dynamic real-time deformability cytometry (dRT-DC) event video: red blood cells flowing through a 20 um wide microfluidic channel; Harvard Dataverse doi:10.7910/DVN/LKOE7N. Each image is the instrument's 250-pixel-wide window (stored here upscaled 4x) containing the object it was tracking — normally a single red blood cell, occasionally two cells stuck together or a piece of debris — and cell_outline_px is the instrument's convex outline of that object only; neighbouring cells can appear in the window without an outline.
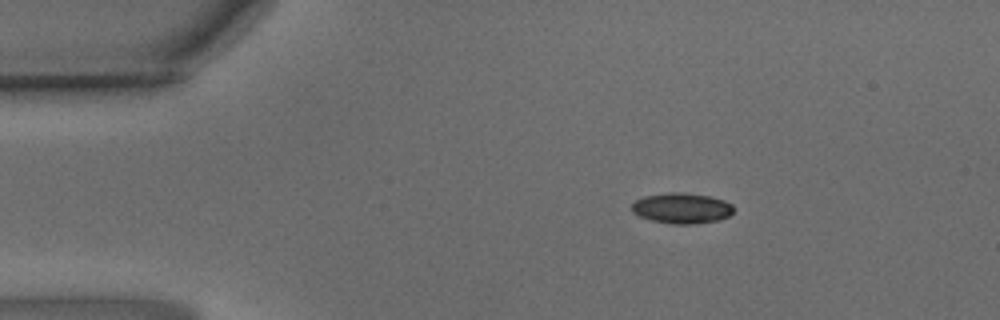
{"species": "common noctule bat (a hibernating species)", "species_latin": "Nyctalus noctula", "temperature_condition": "warm", "stored_images_in_passage": 58, "camera_frame_rate_fps": 3000, "um_per_image_px": 0.085, "animal": {"sex": "male", "body_mass_g": 15.6}, "frame": {"image": 1, "passage_image": 10, "time_ms": 3.0, "image_size_px": [1000, 320], "cell_outline_px": [[732, 212], [728, 216], [720, 220], [696, 224], [672, 224], [652, 220], [640, 216], [632, 212], [632, 204], [636, 200], [644, 196], [672, 192], [684, 192], [712, 196], [724, 200], [732, 204]], "centroid_in_image_um": [57.97, 17.69], "position_along_channel_um": 27.0, "area_um2": 18.21}}
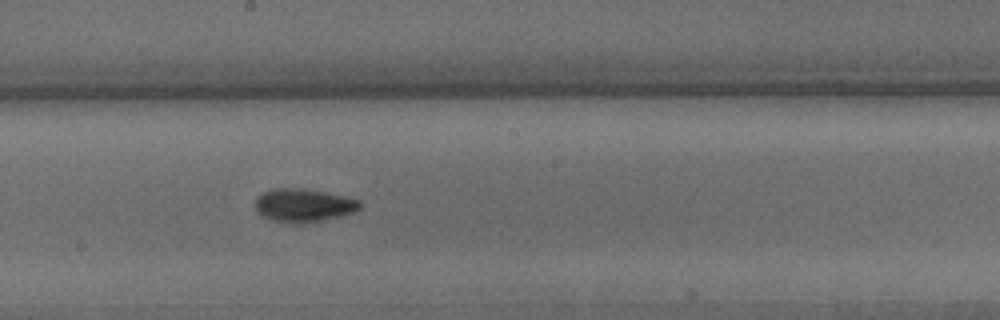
{"frame": {"image": 2, "passage_image": 32, "time_ms": 10.333, "image_size_px": [1000, 320], "cell_outline_px": [[360, 208], [356, 212], [324, 220], [304, 224], [292, 224], [272, 220], [256, 212], [256, 196], [264, 192], [276, 188], [300, 188], [324, 192], [344, 196], [360, 200]], "centroid_in_image_um": [25.8, 17.47], "position_along_channel_um": 222.4, "area_um2": 20.4}}
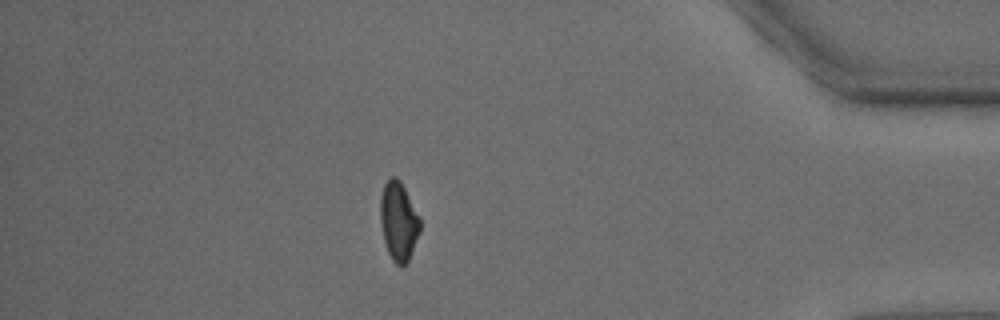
{"frame": {"image": 3, "passage_image": 51, "time_ms": 16.667, "image_size_px": [1000, 320], "cell_outline_px": [[420, 232], [408, 260], [400, 268], [392, 260], [388, 252], [384, 240], [380, 220], [380, 196], [384, 184], [392, 176], [396, 176], [400, 180], [420, 220]], "centroid_in_image_um": [33.86, 18.81], "position_along_channel_um": 401.3, "area_um2": 17.98}, "authors_computed_cell_mechanics": {"area_um2": 18.5827, "velocity_mm_per_s": 3.4669, "shape_relaxation_time_tau1_ms": 3.7092, "shape_relaxation_time_tau2_ms": 3.0484, "deformation_change_tau1": 0.126, "deformation_change_tau2": 0.0866}}